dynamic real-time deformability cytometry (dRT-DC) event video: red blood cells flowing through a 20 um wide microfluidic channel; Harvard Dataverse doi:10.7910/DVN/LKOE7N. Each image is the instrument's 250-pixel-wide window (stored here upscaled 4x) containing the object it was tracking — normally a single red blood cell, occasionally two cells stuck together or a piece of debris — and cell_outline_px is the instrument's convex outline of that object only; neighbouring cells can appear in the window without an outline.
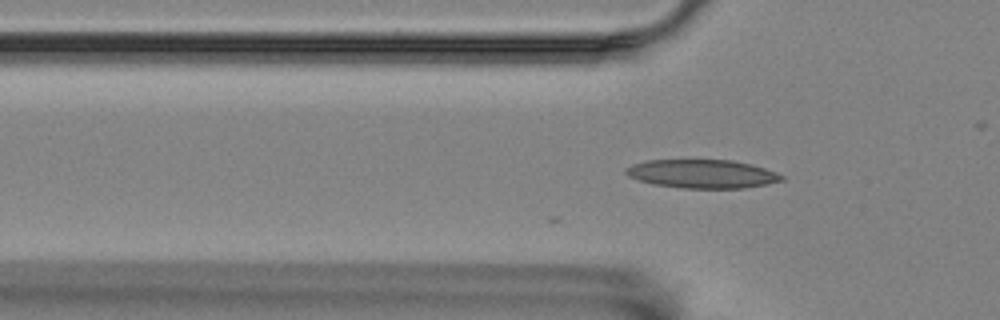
{"species": "Egyptian fruit bat (a non-hibernating species)", "species_latin": "Rousettus aegyptiacus", "temperature_condition": "room temperature", "stored_images_in_passage": 3, "camera_frame_rate_fps": 3000, "um_per_image_px": 0.085, "animal": {"sex": "female"}, "frame": {"image": 1, "passage_image": 3, "time_ms": 0.667, "image_size_px": [1000, 320], "cell_outline_px": [[784, 180], [768, 184], [744, 188], [684, 188], [652, 184], [628, 176], [624, 172], [624, 168], [632, 164], [648, 160], [732, 160], [752, 164], [776, 172], [784, 176]], "centroid_in_image_um": [59.69, 14.77], "position_along_channel_um": 66.1, "area_um2": 26.01}}